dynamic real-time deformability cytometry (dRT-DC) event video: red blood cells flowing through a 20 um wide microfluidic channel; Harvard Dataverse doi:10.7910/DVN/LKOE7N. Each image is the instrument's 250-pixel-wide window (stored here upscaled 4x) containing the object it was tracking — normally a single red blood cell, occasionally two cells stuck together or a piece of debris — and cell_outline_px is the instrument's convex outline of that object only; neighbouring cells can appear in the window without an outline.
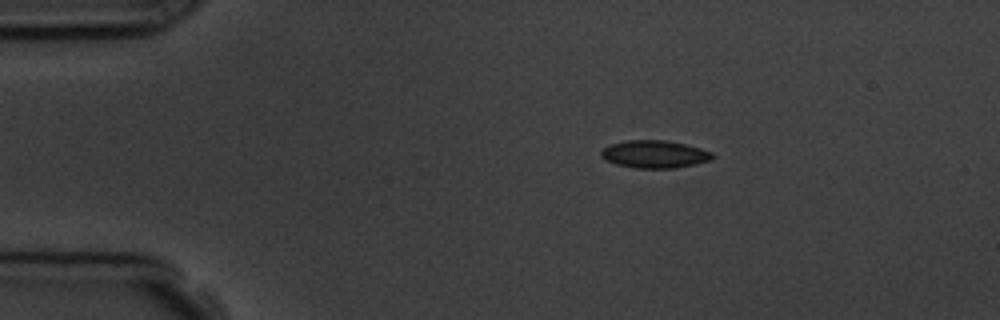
{"species": "common noctule bat (a hibernating species)", "species_latin": "Nyctalus noctula", "temperature_condition": "room temperature", "stored_images_in_passage": 2, "camera_frame_rate_fps": 3000, "um_per_image_px": 0.085, "animal": {"sex": "male", "body_mass_g": 19.5, "forearm_length_mm": 54.6}, "frame": {"image": 1, "passage_image": 1, "time_ms": 0.0, "image_size_px": [1000, 320], "cell_outline_px": [[716, 156], [712, 160], [696, 164], [672, 168], [636, 168], [616, 164], [604, 160], [600, 156], [600, 152], [604, 148], [612, 144], [628, 140], [664, 140], [684, 144], [700, 148], [712, 152]], "centroid_in_image_um": [55.65, 13.11], "position_along_channel_um": 29.3, "area_um2": 17.92}}